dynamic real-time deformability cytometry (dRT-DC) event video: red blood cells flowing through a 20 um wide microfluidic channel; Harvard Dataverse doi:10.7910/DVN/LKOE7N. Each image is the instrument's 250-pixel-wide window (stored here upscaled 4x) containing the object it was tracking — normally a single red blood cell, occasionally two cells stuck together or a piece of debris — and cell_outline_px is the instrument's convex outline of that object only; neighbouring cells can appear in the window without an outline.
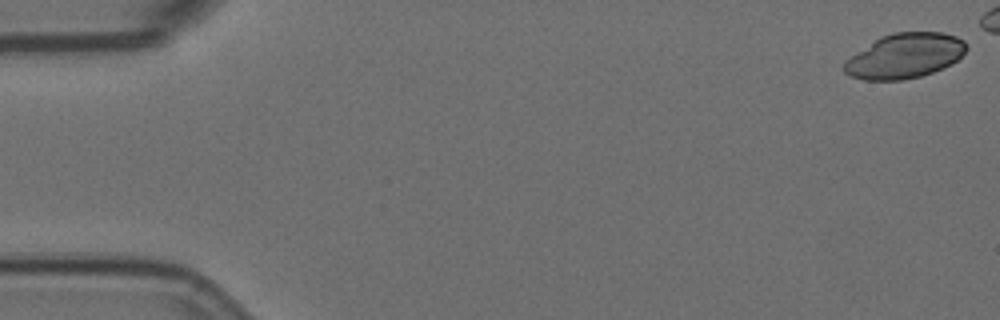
{"species": "Egyptian fruit bat (a non-hibernating species)", "species_latin": "Rousettus aegyptiacus", "temperature_condition": "room temperature", "stored_images_in_passage": 4, "camera_frame_rate_fps": 3000, "um_per_image_px": 0.085, "animal": {"sex": "female"}, "frame": {"image": 1, "passage_image": 1, "time_ms": 0.0, "image_size_px": [1000, 320], "cell_outline_px": [[968, 48], [952, 64], [932, 72], [920, 76], [900, 80], [864, 80], [852, 76], [844, 72], [844, 60], [880, 36], [892, 32], [944, 32], [956, 36], [964, 40], [968, 44]], "centroid_in_image_um": [76.91, 4.73], "position_along_channel_um": 8.1, "area_um2": 32.02}}